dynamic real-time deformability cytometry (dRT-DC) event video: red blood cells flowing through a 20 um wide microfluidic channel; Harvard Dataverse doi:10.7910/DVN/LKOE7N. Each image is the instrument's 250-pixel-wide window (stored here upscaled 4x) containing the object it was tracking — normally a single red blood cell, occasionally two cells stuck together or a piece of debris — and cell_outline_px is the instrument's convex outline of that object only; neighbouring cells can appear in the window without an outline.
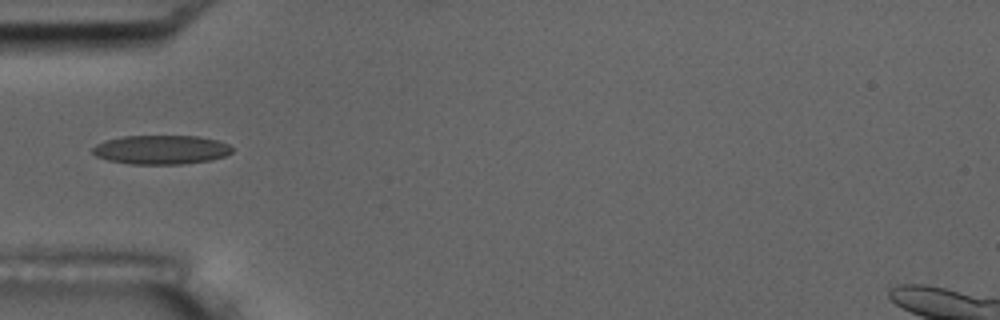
{"species": "common noctule bat (a hibernating species)", "species_latin": "Nyctalus noctula", "temperature_condition": "room temperature", "stored_images_in_passage": 6, "camera_frame_rate_fps": 3000, "um_per_image_px": 0.085, "animal": {"sex": "male", "body_mass_g": 17.5, "forearm_length_mm": 52.3}, "frame": {"image": 1, "passage_image": 6, "time_ms": 5.667, "image_size_px": [1000, 320], "cell_outline_px": [[232, 152], [224, 156], [212, 160], [180, 164], [132, 164], [108, 160], [96, 156], [92, 152], [92, 148], [96, 144], [104, 140], [124, 136], [196, 136], [216, 140], [228, 144], [232, 148]], "centroid_in_image_um": [13.67, 12.72], "position_along_channel_um": 71.3, "area_um2": 23.58}}